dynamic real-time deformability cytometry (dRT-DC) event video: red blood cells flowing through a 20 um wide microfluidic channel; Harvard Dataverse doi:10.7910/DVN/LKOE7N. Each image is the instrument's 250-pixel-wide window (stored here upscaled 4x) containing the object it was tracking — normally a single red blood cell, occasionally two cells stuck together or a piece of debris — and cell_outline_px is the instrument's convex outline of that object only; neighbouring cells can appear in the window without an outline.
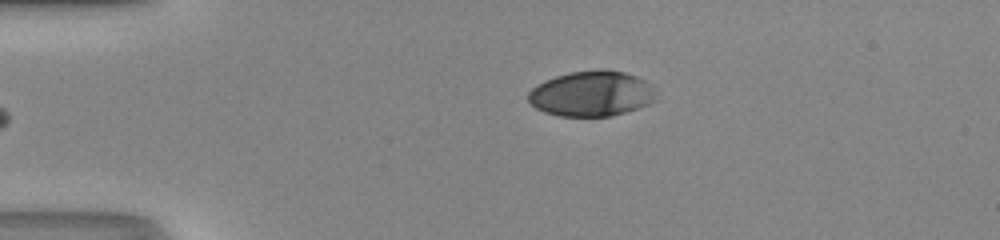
{"species": "human", "species_latin": "Homo sapiens", "temperature_condition": "room temperature", "stored_images_in_passage": 34, "camera_frame_rate_fps": 3000, "um_per_image_px": 0.085, "donor": {"sex": "male"}, "frame": {"image": 1, "passage_image": 1, "time_ms": 0.0, "image_size_px": [1000, 240], "cell_outline_px": [[656, 100], [648, 104], [624, 112], [608, 116], [560, 116], [544, 112], [536, 108], [528, 100], [528, 92], [536, 84], [544, 80], [556, 76], [572, 72], [600, 68], [624, 72], [636, 76], [644, 80], [652, 92]], "centroid_in_image_um": [50.22, 7.95], "position_along_channel_um": 34.8, "area_um2": 33.47}}
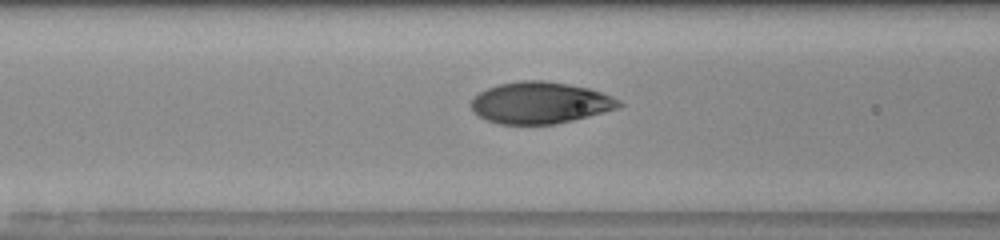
{"frame": {"image": 2, "passage_image": 11, "time_ms": 3.333, "image_size_px": [1000, 240], "cell_outline_px": [[624, 104], [620, 108], [556, 124], [500, 124], [488, 120], [480, 116], [472, 108], [472, 100], [480, 92], [488, 88], [500, 84], [520, 80], [544, 80], [568, 84], [588, 88], [612, 96], [620, 100]], "centroid_in_image_um": [45.96, 8.73], "position_along_channel_um": 120.6, "area_um2": 35.6}}
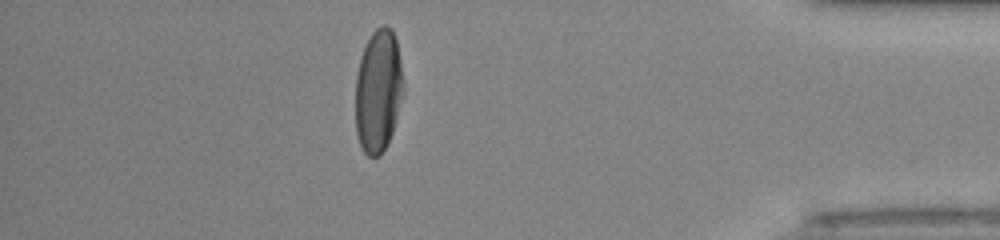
{"frame": {"image": 3, "passage_image": 34, "time_ms": 11.0, "image_size_px": [1000, 240], "cell_outline_px": [[404, 96], [392, 132], [380, 156], [368, 156], [364, 152], [360, 144], [356, 132], [356, 76], [360, 60], [364, 48], [372, 32], [376, 28], [384, 24], [392, 28], [396, 40], [404, 80]], "centroid_in_image_um": [32.17, 7.71], "position_along_channel_um": 403.0, "area_um2": 34.45}, "authors_computed_cell_mechanics": {"area_um2": 36.4429, "velocity_mm_per_s": 4.2041, "shape_relaxation_time_tau1_ms": 3.7453, "shape_relaxation_time_tau2_ms": null, "deformation_change_tau1": 0.1994, "deformation_change_tau2": null}}